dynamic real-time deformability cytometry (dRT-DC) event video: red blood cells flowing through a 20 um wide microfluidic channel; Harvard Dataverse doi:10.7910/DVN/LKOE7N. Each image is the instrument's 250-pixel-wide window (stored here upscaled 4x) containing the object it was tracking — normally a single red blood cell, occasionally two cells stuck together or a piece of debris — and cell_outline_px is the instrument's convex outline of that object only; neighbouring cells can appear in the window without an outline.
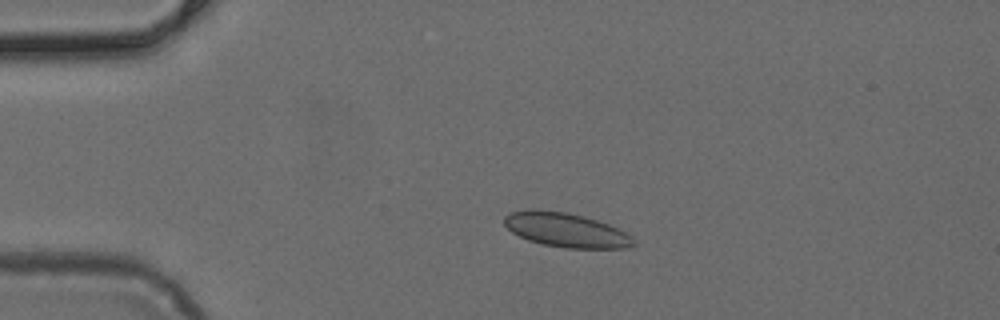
{"species": "common noctule bat (a hibernating species)", "species_latin": "Nyctalus noctula", "temperature_condition": "cold", "stored_images_in_passage": 40, "camera_frame_rate_fps": 3000, "um_per_image_px": 0.085, "animal": {"sex": "female", "body_mass_g": 24.6, "forearm_length_mm": 56.2}, "frame": {"image": 1, "passage_image": 1, "time_ms": 0.0, "image_size_px": [1000, 320], "cell_outline_px": [[636, 244], [624, 248], [568, 248], [544, 244], [528, 240], [512, 232], [504, 224], [504, 216], [512, 212], [564, 212], [584, 216], [608, 224], [632, 236], [636, 240]], "centroid_in_image_um": [48.18, 19.59], "position_along_channel_um": 36.8, "area_um2": 24.91}}
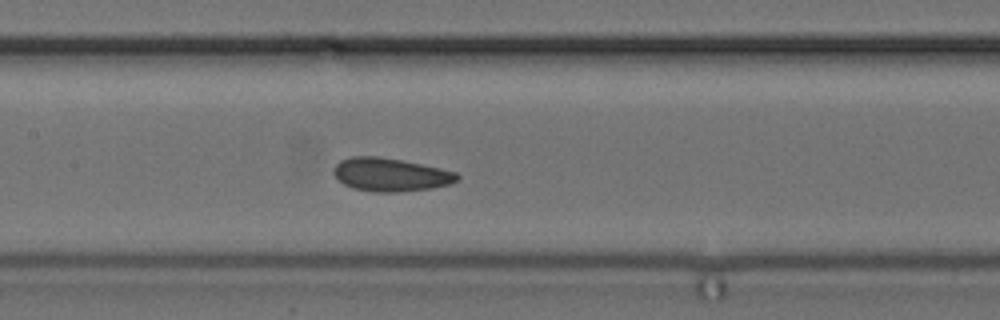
{"frame": {"image": 2, "passage_image": 14, "time_ms": 4.333, "image_size_px": [1000, 320], "cell_outline_px": [[460, 180], [448, 184], [432, 188], [396, 192], [372, 192], [352, 188], [344, 184], [332, 172], [336, 164], [340, 160], [352, 156], [376, 156], [400, 160], [440, 168], [456, 172], [460, 176]], "centroid_in_image_um": [33.18, 14.85], "position_along_channel_um": 174.2, "area_um2": 23.87}}
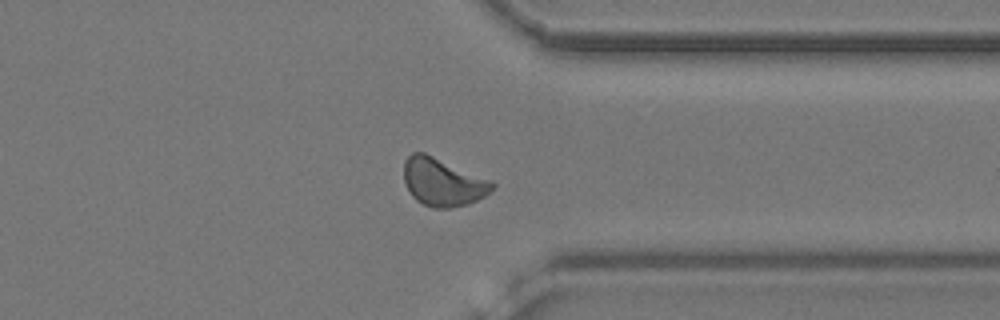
{"frame": {"image": 3, "passage_image": 29, "time_ms": 9.333, "image_size_px": [1000, 320], "cell_outline_px": [[496, 184], [492, 192], [468, 204], [448, 208], [432, 208], [416, 200], [412, 196], [404, 180], [404, 160], [412, 152], [424, 152], [492, 180]], "centroid_in_image_um": [37.65, 15.47], "position_along_channel_um": 373.7, "area_um2": 24.74}}